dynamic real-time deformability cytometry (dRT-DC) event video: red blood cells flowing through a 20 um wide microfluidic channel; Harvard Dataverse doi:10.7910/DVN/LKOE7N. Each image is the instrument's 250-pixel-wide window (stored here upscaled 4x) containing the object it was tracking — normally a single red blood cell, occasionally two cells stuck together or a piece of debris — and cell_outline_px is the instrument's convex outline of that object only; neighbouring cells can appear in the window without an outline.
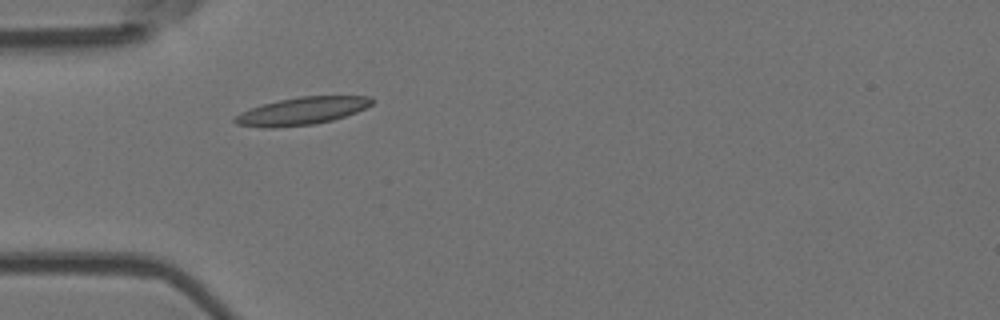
{"species": "Egyptian fruit bat (a non-hibernating species)", "species_latin": "Rousettus aegyptiacus", "temperature_condition": "room temperature", "stored_images_in_passage": 5, "camera_frame_rate_fps": 3000, "um_per_image_px": 0.085, "animal": {"sex": "female"}, "frame": {"image": 1, "passage_image": 5, "time_ms": 1.333, "image_size_px": [1000, 320], "cell_outline_px": [[376, 100], [372, 104], [356, 112], [332, 120], [316, 124], [272, 128], [260, 128], [236, 124], [232, 120], [240, 112], [264, 104], [280, 100], [300, 96], [372, 96]], "centroid_in_image_um": [25.67, 9.44], "position_along_channel_um": 59.3, "area_um2": 22.02}}